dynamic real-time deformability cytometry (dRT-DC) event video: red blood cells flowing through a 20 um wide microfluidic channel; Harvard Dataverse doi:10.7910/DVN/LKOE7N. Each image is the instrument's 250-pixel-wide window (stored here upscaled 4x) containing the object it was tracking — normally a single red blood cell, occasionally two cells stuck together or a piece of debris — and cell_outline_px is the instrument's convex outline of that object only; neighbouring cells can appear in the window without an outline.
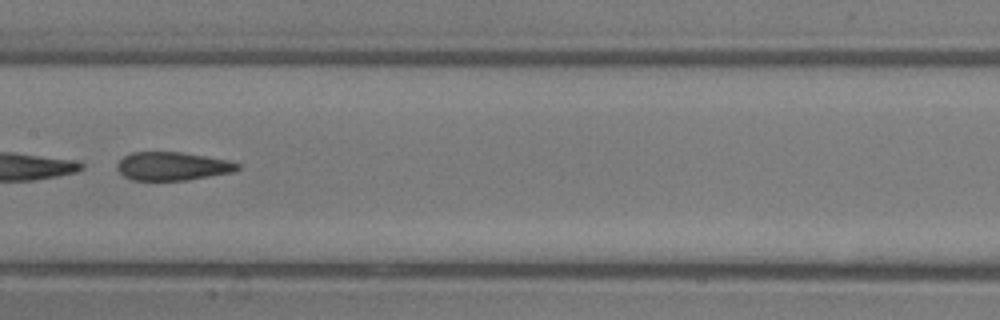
{"species": "common noctule bat (a hibernating species)", "species_latin": "Nyctalus noctula", "temperature_condition": "room temperature", "stored_images_in_passage": 46, "camera_frame_rate_fps": 3000, "um_per_image_px": 0.085, "animal": {"sex": "male", "body_mass_g": 13.3}, "frame": {"image": 1, "passage_image": 23, "time_ms": 7.333, "image_size_px": [1000, 320], "cell_outline_px": [[240, 168], [232, 172], [188, 180], [132, 180], [124, 176], [116, 168], [116, 164], [124, 156], [132, 152], [180, 152], [228, 160], [240, 164]], "centroid_in_image_um": [14.64, 14.13], "position_along_channel_um": 192.8, "area_um2": 19.83}}
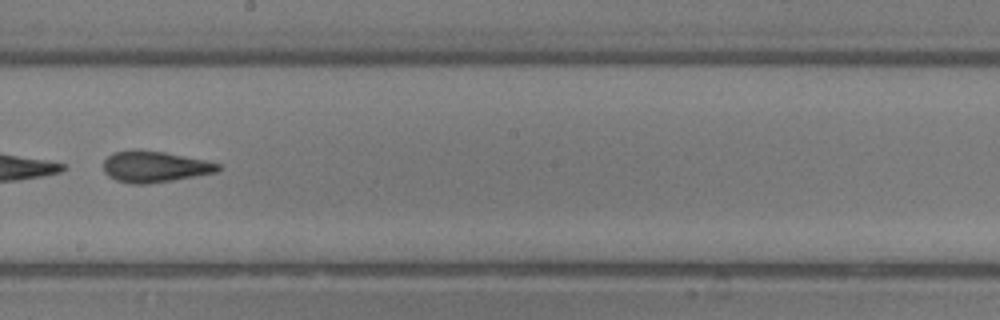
{"frame": {"image": 2, "passage_image": 26, "time_ms": 8.333, "image_size_px": [1000, 320], "cell_outline_px": [[220, 168], [216, 172], [172, 180], [148, 184], [132, 184], [116, 180], [108, 176], [104, 172], [104, 160], [112, 152], [132, 148], [164, 152], [204, 160], [220, 164]], "centroid_in_image_um": [13.08, 14.15], "position_along_channel_um": 235.1, "area_um2": 20.87}}